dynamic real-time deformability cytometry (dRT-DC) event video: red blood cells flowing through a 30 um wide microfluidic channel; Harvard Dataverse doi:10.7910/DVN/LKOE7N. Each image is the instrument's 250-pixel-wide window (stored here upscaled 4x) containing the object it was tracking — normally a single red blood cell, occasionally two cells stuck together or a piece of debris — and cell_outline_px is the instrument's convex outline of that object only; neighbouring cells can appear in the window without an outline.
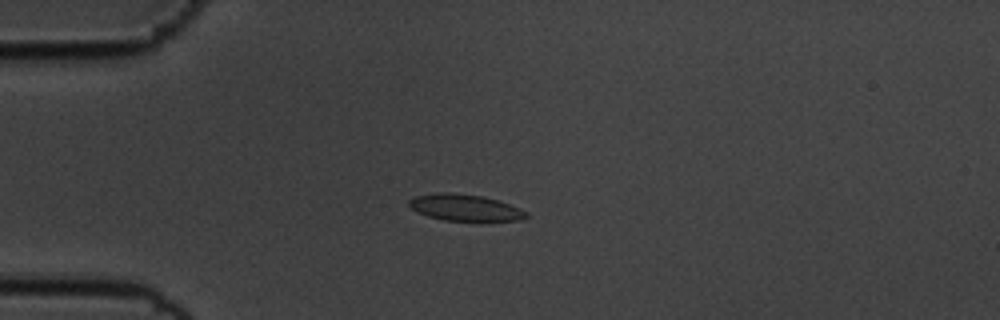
{"species": "common noctule bat (a hibernating species)", "species_latin": "Nyctalus noctula", "temperature_condition": "cold", "stored_images_in_passage": 43, "camera_frame_rate_fps": 3000, "um_per_image_px": 0.085, "animal": {"sex": "male", "body_mass_g": 19.5, "forearm_length_mm": 54.6}, "frame": {"image": 1, "passage_image": 1, "time_ms": 0.0, "image_size_px": [1000, 320], "cell_outline_px": [[528, 216], [520, 220], [480, 224], [444, 220], [428, 216], [416, 212], [408, 204], [408, 200], [416, 196], [436, 192], [452, 192], [484, 196], [500, 200], [520, 208], [528, 212]], "centroid_in_image_um": [39.6, 17.69], "position_along_channel_um": 45.4, "area_um2": 19.25}}
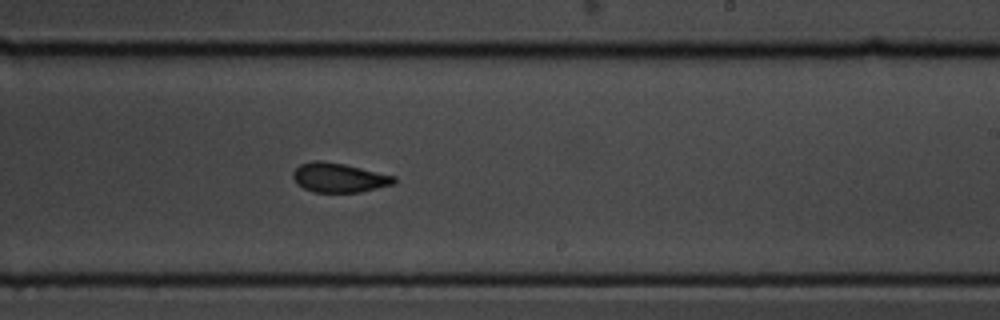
{"frame": {"image": 2, "passage_image": 21, "time_ms": 6.667, "image_size_px": [1000, 320], "cell_outline_px": [[396, 184], [360, 192], [312, 192], [296, 184], [292, 176], [292, 172], [300, 164], [316, 160], [320, 160], [344, 164], [396, 176]], "centroid_in_image_um": [28.81, 15.1], "position_along_channel_um": 260.2, "area_um2": 17.4}}
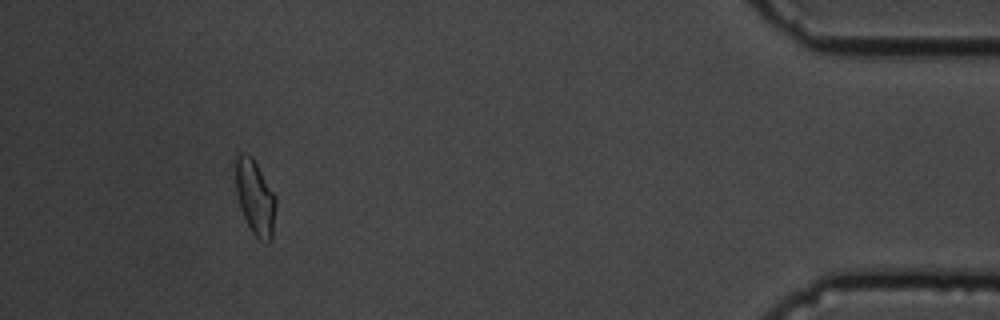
{"frame": {"image": 3, "passage_image": 39, "time_ms": 12.667, "image_size_px": [1000, 320], "cell_outline_px": [[276, 204], [272, 240], [268, 244], [260, 240], [252, 232], [240, 208], [236, 192], [232, 160], [240, 152], [244, 152], [252, 156], [276, 196]], "centroid_in_image_um": [21.65, 16.72], "position_along_channel_um": 413.6, "area_um2": 18.15}, "authors_computed_cell_mechanics": {"area_um2": 17.8602, "velocity_mm_per_s": 3.5348, "shape_relaxation_time_tau1_ms": 3.6932, "shape_relaxation_time_tau2_ms": 2.0192, "deformation_change_tau1": 0.0982, "deformation_change_tau2": 0.0614}}